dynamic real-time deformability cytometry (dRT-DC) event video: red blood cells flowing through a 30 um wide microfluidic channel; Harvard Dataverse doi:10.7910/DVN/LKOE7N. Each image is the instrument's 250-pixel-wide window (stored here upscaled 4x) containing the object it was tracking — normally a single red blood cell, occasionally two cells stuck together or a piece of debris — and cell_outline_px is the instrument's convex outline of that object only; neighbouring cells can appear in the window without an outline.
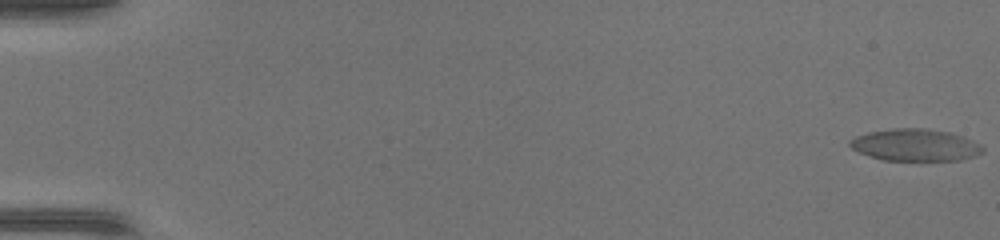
{"species": "common noctule bat (a hibernating species)", "species_latin": "Nyctalus noctula", "temperature_condition": "warm", "stored_images_in_passage": 49, "camera_frame_rate_fps": 3000, "um_per_image_px": 0.085, "animal": {"sex": "female", "body_mass_g": 17.0, "forearm_length_mm": 48.0}, "frame": {"image": 1, "passage_image": 1, "time_ms": 0.0, "image_size_px": [1000, 240], "cell_outline_px": [[984, 152], [976, 156], [960, 160], [884, 160], [860, 152], [852, 148], [848, 144], [848, 140], [856, 136], [868, 132], [896, 128], [928, 128], [948, 132], [964, 136], [980, 144], [984, 148]], "centroid_in_image_um": [77.83, 12.32], "position_along_channel_um": 7.2, "area_um2": 24.8}}
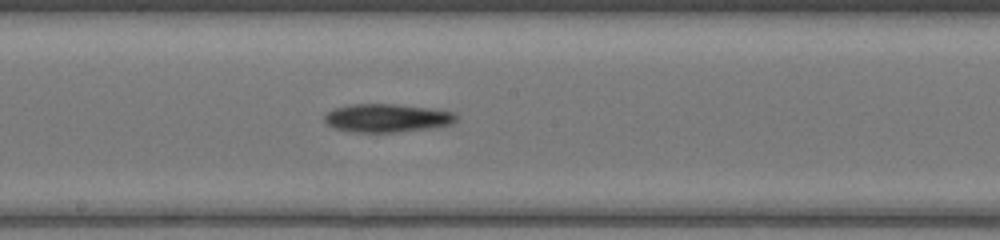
{"frame": {"image": 2, "passage_image": 28, "time_ms": 9.0, "image_size_px": [1000, 240], "cell_outline_px": [[460, 116], [452, 124], [432, 128], [396, 132], [348, 132], [332, 128], [324, 120], [324, 116], [332, 108], [352, 104], [396, 104], [432, 108], [456, 112]], "centroid_in_image_um": [32.92, 10.03], "position_along_channel_um": 215.3, "area_um2": 22.14}}
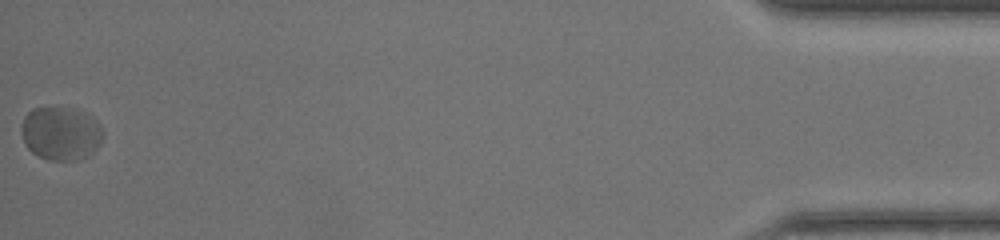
{"frame": {"image": 3, "passage_image": 49, "time_ms": 16.0, "image_size_px": [1000, 240], "cell_outline_px": [[104, 136], [100, 144], [88, 156], [76, 160], [48, 160], [32, 152], [24, 144], [20, 132], [20, 128], [24, 116], [32, 108], [80, 108], [88, 112], [100, 124], [104, 132]], "centroid_in_image_um": [5.19, 11.32], "position_along_channel_um": 430.0, "area_um2": 25.95}}